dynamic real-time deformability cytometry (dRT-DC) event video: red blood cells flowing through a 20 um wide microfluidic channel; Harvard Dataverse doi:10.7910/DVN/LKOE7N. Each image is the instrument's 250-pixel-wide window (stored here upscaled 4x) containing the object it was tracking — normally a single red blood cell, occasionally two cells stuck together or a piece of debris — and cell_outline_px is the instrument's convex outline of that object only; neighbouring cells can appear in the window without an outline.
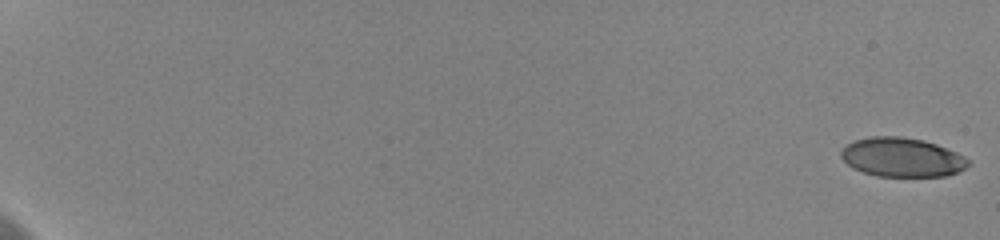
{"species": "human", "species_latin": "Homo sapiens", "temperature_condition": "cold", "stored_images_in_passage": 52, "camera_frame_rate_fps": 3000, "um_per_image_px": 0.085, "donor": {"sex": "female"}, "frame": {"image": 1, "passage_image": 1, "time_ms": 0.0, "image_size_px": [1000, 240], "cell_outline_px": [[968, 164], [964, 168], [948, 176], [876, 176], [852, 168], [840, 156], [840, 152], [848, 144], [856, 140], [872, 136], [900, 136], [924, 140], [936, 144], [956, 152], [964, 156], [968, 160]], "centroid_in_image_um": [76.66, 13.37], "position_along_channel_um": 8.3, "area_um2": 28.78}}
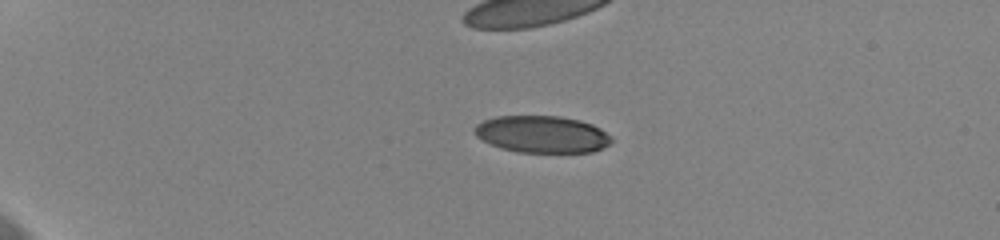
{"frame": {"image": 2, "passage_image": 16, "time_ms": 5.0, "image_size_px": [1000, 240], "cell_outline_px": [[612, 140], [608, 144], [592, 152], [516, 152], [500, 148], [476, 136], [472, 128], [476, 124], [484, 120], [496, 116], [560, 116], [580, 120], [592, 124], [600, 128]], "centroid_in_image_um": [46.02, 11.4], "position_along_channel_um": 39.0, "area_um2": 29.36}}